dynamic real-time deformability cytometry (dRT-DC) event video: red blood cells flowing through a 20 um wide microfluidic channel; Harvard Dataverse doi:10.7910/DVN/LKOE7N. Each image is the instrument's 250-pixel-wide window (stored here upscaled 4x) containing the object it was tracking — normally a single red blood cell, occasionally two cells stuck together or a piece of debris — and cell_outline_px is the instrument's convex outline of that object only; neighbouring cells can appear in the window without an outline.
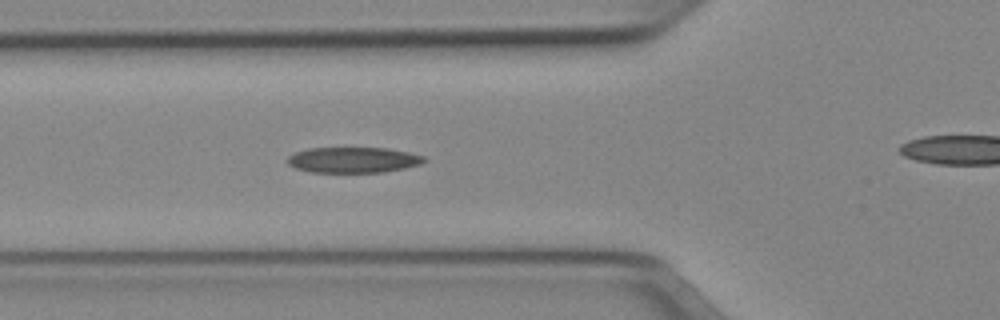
{"species": "Egyptian fruit bat (a non-hibernating species)", "species_latin": "Rousettus aegyptiacus", "temperature_condition": "cold", "stored_images_in_passage": 9, "camera_frame_rate_fps": 3000, "um_per_image_px": 0.085, "animal": {"sex": "female"}, "frame": {"image": 1, "passage_image": 6, "time_ms": 1.667, "image_size_px": [1000, 320], "cell_outline_px": [[428, 160], [420, 164], [404, 168], [384, 172], [312, 172], [296, 168], [288, 164], [288, 156], [296, 152], [308, 148], [388, 148], [408, 152], [424, 156]], "centroid_in_image_um": [30.05, 13.59], "position_along_channel_um": 95.8, "area_um2": 20.35}}
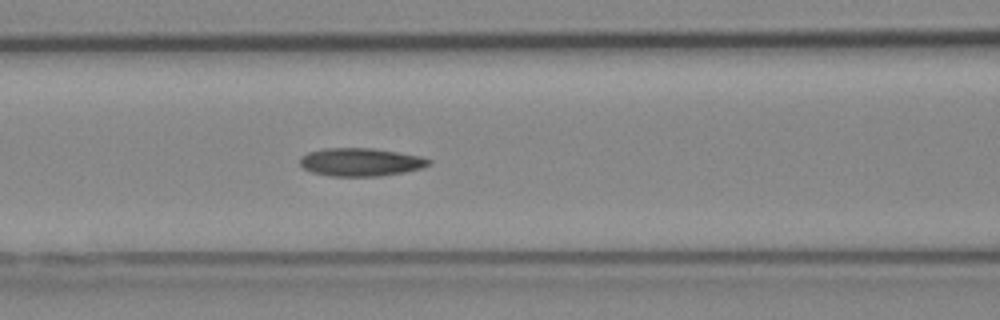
{"frame": {"image": 2, "passage_image": 9, "time_ms": 2.667, "image_size_px": [1000, 320], "cell_outline_px": [[432, 164], [420, 168], [404, 172], [380, 176], [332, 176], [312, 172], [304, 168], [300, 164], [300, 156], [308, 152], [324, 148], [372, 148], [420, 156], [432, 160]], "centroid_in_image_um": [30.65, 13.77], "position_along_channel_um": 136.0, "area_um2": 21.04}}